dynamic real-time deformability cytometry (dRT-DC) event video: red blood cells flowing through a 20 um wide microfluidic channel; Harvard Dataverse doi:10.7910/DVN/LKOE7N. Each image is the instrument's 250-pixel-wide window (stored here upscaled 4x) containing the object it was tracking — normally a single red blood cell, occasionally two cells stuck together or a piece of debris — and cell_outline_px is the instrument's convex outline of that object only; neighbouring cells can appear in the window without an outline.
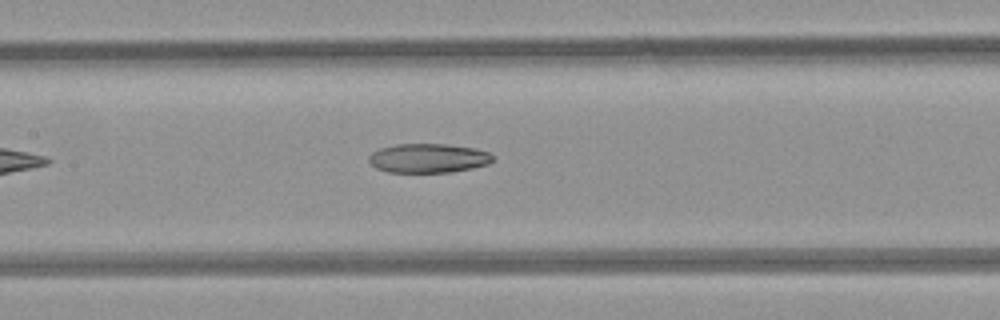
{"species": "common noctule bat (a hibernating species)", "species_latin": "Nyctalus noctula", "temperature_condition": "room temperature", "stored_images_in_passage": 5, "camera_frame_rate_fps": 3000, "um_per_image_px": 0.085, "animal": {"sex": "female", "body_mass_g": 21.9}, "frame": {"image": 1, "passage_image": 5, "time_ms": 4.667, "image_size_px": [1000, 320], "cell_outline_px": [[492, 160], [488, 164], [472, 168], [452, 172], [388, 172], [376, 168], [368, 160], [368, 156], [372, 152], [380, 148], [396, 144], [448, 144], [472, 148], [488, 152], [492, 156]], "centroid_in_image_um": [36.37, 13.44], "position_along_channel_um": 171.0, "area_um2": 20.98}}